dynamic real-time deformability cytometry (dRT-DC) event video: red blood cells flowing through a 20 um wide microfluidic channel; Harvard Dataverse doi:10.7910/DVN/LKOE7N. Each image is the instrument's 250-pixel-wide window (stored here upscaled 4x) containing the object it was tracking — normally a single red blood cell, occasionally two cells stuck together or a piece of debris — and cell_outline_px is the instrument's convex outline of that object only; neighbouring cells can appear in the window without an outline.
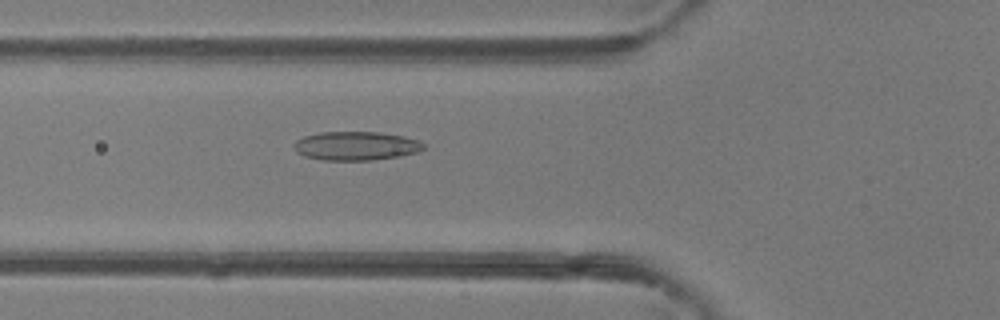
{"species": "common noctule bat (a hibernating species)", "species_latin": "Nyctalus noctula", "temperature_condition": "room temperature", "stored_images_in_passage": 47, "camera_frame_rate_fps": 3000, "um_per_image_px": 0.085, "animal": {"sex": "female"}, "frame": {"image": 1, "passage_image": 17, "time_ms": 5.333, "image_size_px": [1000, 320], "cell_outline_px": [[424, 148], [416, 152], [400, 156], [372, 160], [324, 160], [304, 156], [296, 152], [292, 144], [296, 140], [304, 136], [320, 132], [380, 132], [404, 136], [420, 140], [424, 144]], "centroid_in_image_um": [30.24, 12.39], "position_along_channel_um": 95.6, "area_um2": 21.85}}
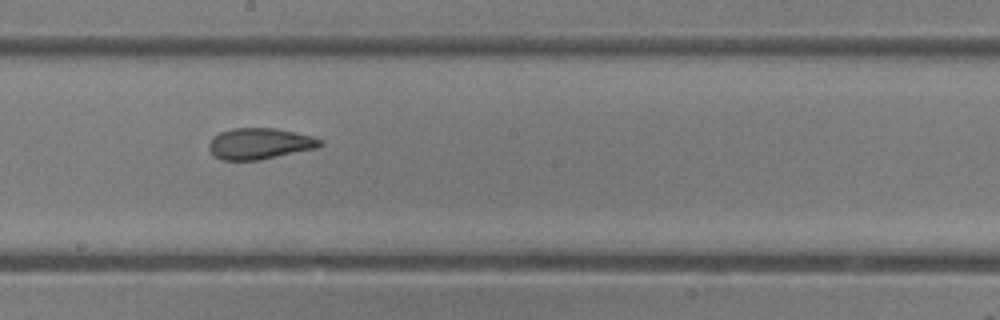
{"frame": {"image": 2, "passage_image": 26, "time_ms": 8.333, "image_size_px": [1000, 320], "cell_outline_px": [[324, 144], [320, 148], [260, 160], [220, 160], [212, 156], [208, 148], [208, 144], [212, 136], [220, 132], [232, 128], [276, 128], [296, 132], [312, 136], [324, 140]], "centroid_in_image_um": [22.09, 12.21], "position_along_channel_um": 226.1, "area_um2": 20.75}}
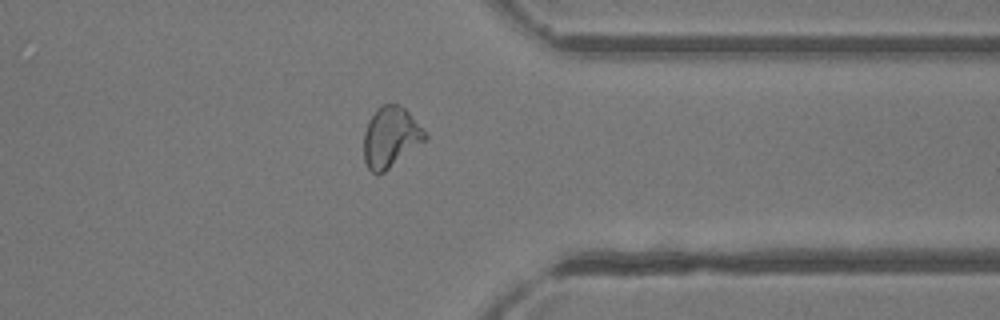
{"frame": {"image": 3, "passage_image": 37, "time_ms": 12.0, "image_size_px": [1000, 320], "cell_outline_px": [[428, 136], [424, 140], [384, 172], [372, 172], [368, 168], [364, 160], [364, 132], [368, 120], [376, 108], [384, 104], [400, 104], [428, 132]], "centroid_in_image_um": [33.19, 11.62], "position_along_channel_um": 378.2, "area_um2": 21.39}, "authors_computed_cell_mechanics": {"area_um2": 21.8484, "velocity_mm_per_s": 4.3378, "shape_relaxation_time_tau1_ms": 5.4919, "shape_relaxation_time_tau2_ms": 1.7201, "deformation_change_tau1": 0.1475, "deformation_change_tau2": 0.0891}}